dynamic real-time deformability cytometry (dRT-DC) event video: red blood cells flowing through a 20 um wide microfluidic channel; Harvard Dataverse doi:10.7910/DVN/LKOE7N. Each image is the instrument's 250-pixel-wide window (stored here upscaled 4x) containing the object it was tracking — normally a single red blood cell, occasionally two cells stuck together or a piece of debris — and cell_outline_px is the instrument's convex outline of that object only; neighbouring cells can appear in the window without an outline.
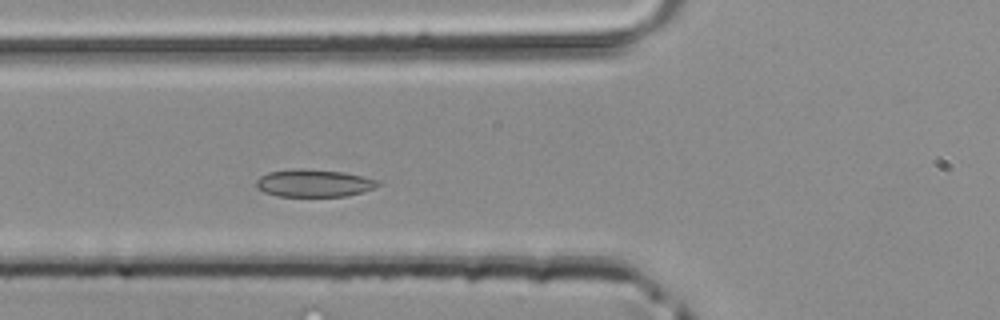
{"species": "common noctule bat (a hibernating species)", "species_latin": "Nyctalus noctula", "temperature_condition": "room temperature", "stored_images_in_passage": 35, "camera_frame_rate_fps": 3000, "um_per_image_px": 0.085, "animal": {"sex": "male", "body_mass_g": 20.4}, "frame": {"image": 1, "passage_image": 10, "time_ms": 3.0, "image_size_px": [1000, 320], "cell_outline_px": [[380, 184], [376, 188], [364, 192], [344, 196], [276, 196], [264, 192], [256, 188], [256, 180], [260, 176], [268, 172], [296, 168], [304, 168], [344, 172], [364, 176], [380, 180]], "centroid_in_image_um": [26.7, 15.56], "position_along_channel_um": 99.1, "area_um2": 19.83}}
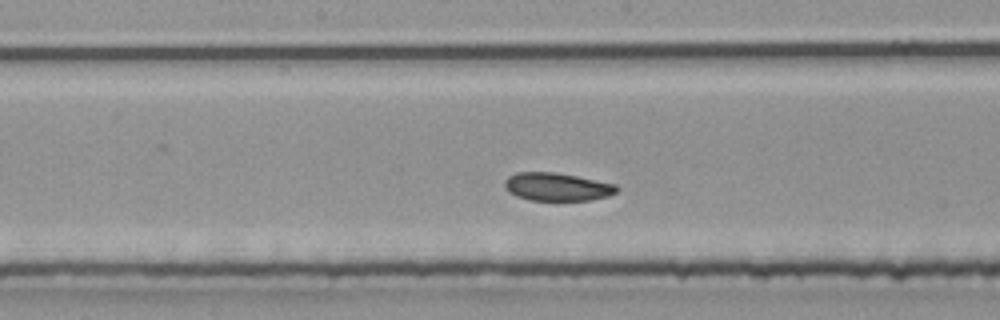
{"frame": {"image": 2, "passage_image": 17, "time_ms": 5.333, "image_size_px": [1000, 320], "cell_outline_px": [[620, 188], [616, 192], [608, 196], [592, 200], [528, 200], [516, 196], [508, 192], [504, 184], [504, 180], [508, 176], [516, 172], [556, 172], [616, 184]], "centroid_in_image_um": [47.34, 15.88], "position_along_channel_um": 200.9, "area_um2": 18.44}}
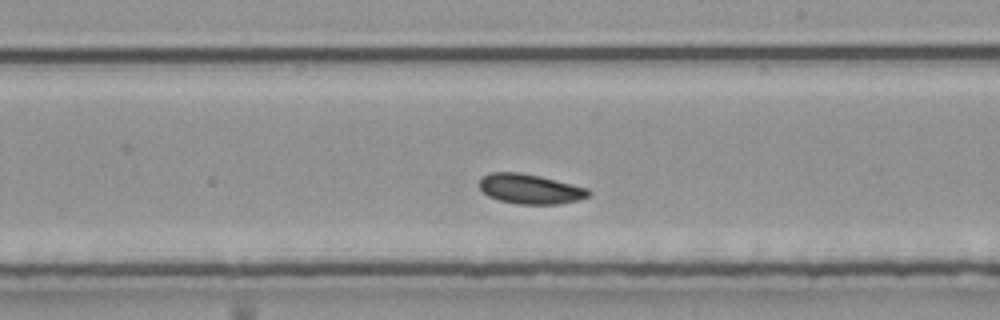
{"frame": {"image": 3, "passage_image": 20, "time_ms": 6.333, "image_size_px": [1000, 320], "cell_outline_px": [[592, 192], [588, 196], [576, 200], [556, 204], [516, 204], [500, 200], [488, 196], [480, 188], [480, 176], [488, 172], [520, 172], [540, 176], [588, 188]], "centroid_in_image_um": [45.03, 16.05], "position_along_channel_um": 244.0, "area_um2": 18.96}}